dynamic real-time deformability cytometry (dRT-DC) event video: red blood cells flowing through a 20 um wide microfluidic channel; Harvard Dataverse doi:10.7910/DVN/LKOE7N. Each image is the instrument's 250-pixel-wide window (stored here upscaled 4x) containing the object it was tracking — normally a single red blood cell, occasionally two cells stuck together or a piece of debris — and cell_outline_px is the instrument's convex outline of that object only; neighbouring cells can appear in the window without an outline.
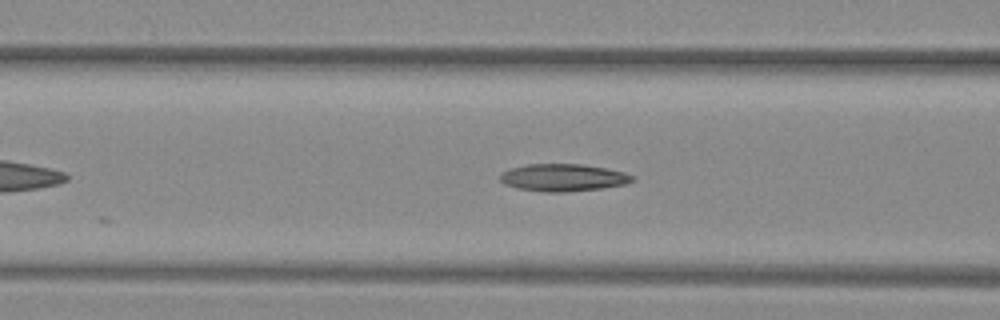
{"species": "common noctule bat (a hibernating species)", "species_latin": "Nyctalus noctula", "temperature_condition": "warm", "stored_images_in_passage": 18, "camera_frame_rate_fps": 3000, "um_per_image_px": 0.085, "animal": {"sex": "female", "body_mass_g": 29.2, "forearm_length_mm": 56.3}, "frame": {"image": 1, "passage_image": 6, "time_ms": 1.667, "image_size_px": [1000, 320], "cell_outline_px": [[636, 180], [628, 184], [600, 188], [568, 192], [544, 192], [516, 188], [504, 184], [500, 180], [500, 172], [512, 168], [528, 164], [580, 164], [604, 168], [624, 172], [636, 176]], "centroid_in_image_um": [47.89, 15.1], "position_along_channel_um": 118.7, "area_um2": 21.21}}
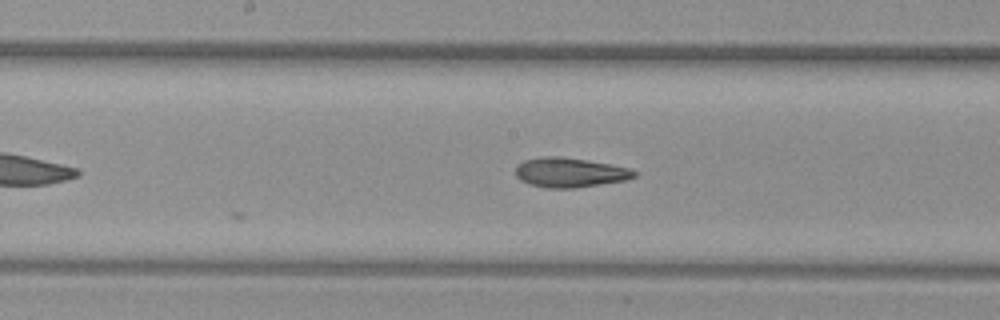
{"frame": {"image": 2, "passage_image": 12, "time_ms": 3.667, "image_size_px": [1000, 320], "cell_outline_px": [[636, 176], [628, 180], [576, 188], [548, 188], [528, 184], [520, 180], [516, 176], [516, 164], [524, 160], [540, 156], [560, 156], [612, 164], [628, 168], [636, 172]], "centroid_in_image_um": [48.42, 14.66], "position_along_channel_um": 199.8, "area_um2": 20.69}}
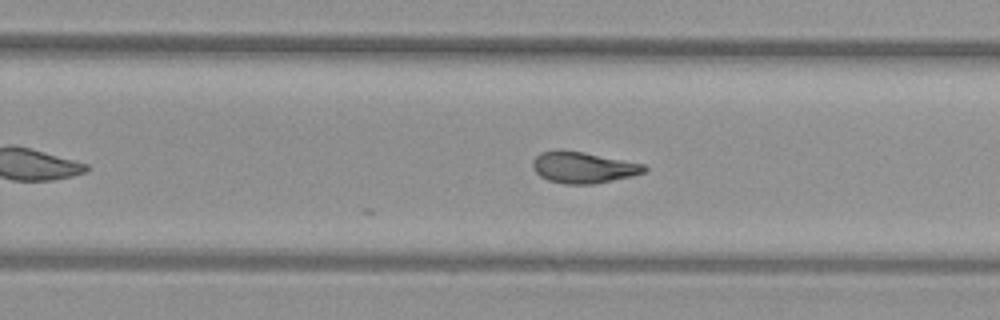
{"frame": {"image": 3, "passage_image": 18, "time_ms": 5.667, "image_size_px": [1000, 320], "cell_outline_px": [[648, 168], [644, 172], [632, 176], [596, 184], [564, 184], [548, 180], [540, 176], [532, 168], [532, 160], [540, 152], [556, 148], [560, 148], [584, 152], [644, 164]], "centroid_in_image_um": [49.52, 14.22], "position_along_channel_um": 280.3, "area_um2": 20.69}}